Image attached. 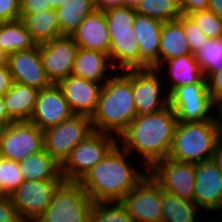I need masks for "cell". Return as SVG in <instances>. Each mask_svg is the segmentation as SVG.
<instances>
[{
	"instance_id": "1",
	"label": "cell",
	"mask_w": 222,
	"mask_h": 222,
	"mask_svg": "<svg viewBox=\"0 0 222 222\" xmlns=\"http://www.w3.org/2000/svg\"><path fill=\"white\" fill-rule=\"evenodd\" d=\"M132 157L117 143L79 181L94 203L120 202L145 177L149 170Z\"/></svg>"
},
{
	"instance_id": "2",
	"label": "cell",
	"mask_w": 222,
	"mask_h": 222,
	"mask_svg": "<svg viewBox=\"0 0 222 222\" xmlns=\"http://www.w3.org/2000/svg\"><path fill=\"white\" fill-rule=\"evenodd\" d=\"M177 123L170 106L136 116L118 137V144L149 170L157 161L168 157Z\"/></svg>"
},
{
	"instance_id": "3",
	"label": "cell",
	"mask_w": 222,
	"mask_h": 222,
	"mask_svg": "<svg viewBox=\"0 0 222 222\" xmlns=\"http://www.w3.org/2000/svg\"><path fill=\"white\" fill-rule=\"evenodd\" d=\"M136 116L133 69L117 71L102 86L97 109L91 117L93 129L118 138Z\"/></svg>"
},
{
	"instance_id": "4",
	"label": "cell",
	"mask_w": 222,
	"mask_h": 222,
	"mask_svg": "<svg viewBox=\"0 0 222 222\" xmlns=\"http://www.w3.org/2000/svg\"><path fill=\"white\" fill-rule=\"evenodd\" d=\"M104 14L111 41L108 57L113 67L116 71L140 69V50L133 29L135 8L116 7Z\"/></svg>"
},
{
	"instance_id": "5",
	"label": "cell",
	"mask_w": 222,
	"mask_h": 222,
	"mask_svg": "<svg viewBox=\"0 0 222 222\" xmlns=\"http://www.w3.org/2000/svg\"><path fill=\"white\" fill-rule=\"evenodd\" d=\"M218 140L216 120L202 123L178 122L168 158L193 164L211 160Z\"/></svg>"
},
{
	"instance_id": "6",
	"label": "cell",
	"mask_w": 222,
	"mask_h": 222,
	"mask_svg": "<svg viewBox=\"0 0 222 222\" xmlns=\"http://www.w3.org/2000/svg\"><path fill=\"white\" fill-rule=\"evenodd\" d=\"M93 205L79 181L63 180L47 210L34 222H90Z\"/></svg>"
},
{
	"instance_id": "7",
	"label": "cell",
	"mask_w": 222,
	"mask_h": 222,
	"mask_svg": "<svg viewBox=\"0 0 222 222\" xmlns=\"http://www.w3.org/2000/svg\"><path fill=\"white\" fill-rule=\"evenodd\" d=\"M117 143L116 136L94 131L81 141L60 165L63 179L80 181L89 170L105 158Z\"/></svg>"
},
{
	"instance_id": "8",
	"label": "cell",
	"mask_w": 222,
	"mask_h": 222,
	"mask_svg": "<svg viewBox=\"0 0 222 222\" xmlns=\"http://www.w3.org/2000/svg\"><path fill=\"white\" fill-rule=\"evenodd\" d=\"M169 106L178 122L202 123L215 120V101L208 93L207 83L175 88L169 94Z\"/></svg>"
},
{
	"instance_id": "9",
	"label": "cell",
	"mask_w": 222,
	"mask_h": 222,
	"mask_svg": "<svg viewBox=\"0 0 222 222\" xmlns=\"http://www.w3.org/2000/svg\"><path fill=\"white\" fill-rule=\"evenodd\" d=\"M93 132L90 117L74 114L43 131L44 150L61 165L70 152Z\"/></svg>"
},
{
	"instance_id": "10",
	"label": "cell",
	"mask_w": 222,
	"mask_h": 222,
	"mask_svg": "<svg viewBox=\"0 0 222 222\" xmlns=\"http://www.w3.org/2000/svg\"><path fill=\"white\" fill-rule=\"evenodd\" d=\"M44 149V133L29 121L13 122L0 128V156L21 162Z\"/></svg>"
},
{
	"instance_id": "11",
	"label": "cell",
	"mask_w": 222,
	"mask_h": 222,
	"mask_svg": "<svg viewBox=\"0 0 222 222\" xmlns=\"http://www.w3.org/2000/svg\"><path fill=\"white\" fill-rule=\"evenodd\" d=\"M64 179L25 181L10 194V199L24 222H34L48 208L55 189Z\"/></svg>"
},
{
	"instance_id": "12",
	"label": "cell",
	"mask_w": 222,
	"mask_h": 222,
	"mask_svg": "<svg viewBox=\"0 0 222 222\" xmlns=\"http://www.w3.org/2000/svg\"><path fill=\"white\" fill-rule=\"evenodd\" d=\"M149 174L159 183L162 190L194 202L195 164L167 157L157 161L149 169Z\"/></svg>"
},
{
	"instance_id": "13",
	"label": "cell",
	"mask_w": 222,
	"mask_h": 222,
	"mask_svg": "<svg viewBox=\"0 0 222 222\" xmlns=\"http://www.w3.org/2000/svg\"><path fill=\"white\" fill-rule=\"evenodd\" d=\"M161 76L157 69H133V102L137 116L169 106V94Z\"/></svg>"
},
{
	"instance_id": "14",
	"label": "cell",
	"mask_w": 222,
	"mask_h": 222,
	"mask_svg": "<svg viewBox=\"0 0 222 222\" xmlns=\"http://www.w3.org/2000/svg\"><path fill=\"white\" fill-rule=\"evenodd\" d=\"M120 203L133 222H161V186L149 172Z\"/></svg>"
},
{
	"instance_id": "15",
	"label": "cell",
	"mask_w": 222,
	"mask_h": 222,
	"mask_svg": "<svg viewBox=\"0 0 222 222\" xmlns=\"http://www.w3.org/2000/svg\"><path fill=\"white\" fill-rule=\"evenodd\" d=\"M78 45L71 36H60L39 45L42 65L52 84H58L72 74Z\"/></svg>"
},
{
	"instance_id": "16",
	"label": "cell",
	"mask_w": 222,
	"mask_h": 222,
	"mask_svg": "<svg viewBox=\"0 0 222 222\" xmlns=\"http://www.w3.org/2000/svg\"><path fill=\"white\" fill-rule=\"evenodd\" d=\"M194 202L207 213L222 211V174L212 159L195 164Z\"/></svg>"
},
{
	"instance_id": "17",
	"label": "cell",
	"mask_w": 222,
	"mask_h": 222,
	"mask_svg": "<svg viewBox=\"0 0 222 222\" xmlns=\"http://www.w3.org/2000/svg\"><path fill=\"white\" fill-rule=\"evenodd\" d=\"M13 82L28 85L38 90L52 85L42 65L39 45L31 50H21L6 57Z\"/></svg>"
},
{
	"instance_id": "18",
	"label": "cell",
	"mask_w": 222,
	"mask_h": 222,
	"mask_svg": "<svg viewBox=\"0 0 222 222\" xmlns=\"http://www.w3.org/2000/svg\"><path fill=\"white\" fill-rule=\"evenodd\" d=\"M73 114L64 98L61 88L57 84L39 90L33 114L29 122L35 124L42 131L56 126Z\"/></svg>"
},
{
	"instance_id": "19",
	"label": "cell",
	"mask_w": 222,
	"mask_h": 222,
	"mask_svg": "<svg viewBox=\"0 0 222 222\" xmlns=\"http://www.w3.org/2000/svg\"><path fill=\"white\" fill-rule=\"evenodd\" d=\"M57 85L61 88L73 114L90 118L93 116L104 84L88 81L71 74Z\"/></svg>"
},
{
	"instance_id": "20",
	"label": "cell",
	"mask_w": 222,
	"mask_h": 222,
	"mask_svg": "<svg viewBox=\"0 0 222 222\" xmlns=\"http://www.w3.org/2000/svg\"><path fill=\"white\" fill-rule=\"evenodd\" d=\"M163 22L143 16L136 15L133 29L140 50V69L159 67V46Z\"/></svg>"
},
{
	"instance_id": "21",
	"label": "cell",
	"mask_w": 222,
	"mask_h": 222,
	"mask_svg": "<svg viewBox=\"0 0 222 222\" xmlns=\"http://www.w3.org/2000/svg\"><path fill=\"white\" fill-rule=\"evenodd\" d=\"M71 37L81 49L100 51L109 55L111 41L105 14L102 11L94 10L86 16Z\"/></svg>"
},
{
	"instance_id": "22",
	"label": "cell",
	"mask_w": 222,
	"mask_h": 222,
	"mask_svg": "<svg viewBox=\"0 0 222 222\" xmlns=\"http://www.w3.org/2000/svg\"><path fill=\"white\" fill-rule=\"evenodd\" d=\"M157 70L160 73L168 72L166 75H168L167 77L169 78L167 79L161 73L168 94L180 86L206 83L203 71L200 69L199 63L196 61L192 53L167 60L163 62Z\"/></svg>"
},
{
	"instance_id": "23",
	"label": "cell",
	"mask_w": 222,
	"mask_h": 222,
	"mask_svg": "<svg viewBox=\"0 0 222 222\" xmlns=\"http://www.w3.org/2000/svg\"><path fill=\"white\" fill-rule=\"evenodd\" d=\"M115 70L107 54L78 48L73 63L72 75L104 84L116 73Z\"/></svg>"
},
{
	"instance_id": "24",
	"label": "cell",
	"mask_w": 222,
	"mask_h": 222,
	"mask_svg": "<svg viewBox=\"0 0 222 222\" xmlns=\"http://www.w3.org/2000/svg\"><path fill=\"white\" fill-rule=\"evenodd\" d=\"M39 90L14 82L3 96L8 115L15 121H29L37 101Z\"/></svg>"
},
{
	"instance_id": "25",
	"label": "cell",
	"mask_w": 222,
	"mask_h": 222,
	"mask_svg": "<svg viewBox=\"0 0 222 222\" xmlns=\"http://www.w3.org/2000/svg\"><path fill=\"white\" fill-rule=\"evenodd\" d=\"M191 54L182 26V15L174 21L163 23L159 46V66L179 56Z\"/></svg>"
},
{
	"instance_id": "26",
	"label": "cell",
	"mask_w": 222,
	"mask_h": 222,
	"mask_svg": "<svg viewBox=\"0 0 222 222\" xmlns=\"http://www.w3.org/2000/svg\"><path fill=\"white\" fill-rule=\"evenodd\" d=\"M21 174L25 181L46 179H63L58 164L44 149L19 162Z\"/></svg>"
},
{
	"instance_id": "27",
	"label": "cell",
	"mask_w": 222,
	"mask_h": 222,
	"mask_svg": "<svg viewBox=\"0 0 222 222\" xmlns=\"http://www.w3.org/2000/svg\"><path fill=\"white\" fill-rule=\"evenodd\" d=\"M20 19L38 45L63 36L54 9L33 15H20Z\"/></svg>"
},
{
	"instance_id": "28",
	"label": "cell",
	"mask_w": 222,
	"mask_h": 222,
	"mask_svg": "<svg viewBox=\"0 0 222 222\" xmlns=\"http://www.w3.org/2000/svg\"><path fill=\"white\" fill-rule=\"evenodd\" d=\"M38 44L21 19L0 23V51L5 57L21 50H31Z\"/></svg>"
},
{
	"instance_id": "29",
	"label": "cell",
	"mask_w": 222,
	"mask_h": 222,
	"mask_svg": "<svg viewBox=\"0 0 222 222\" xmlns=\"http://www.w3.org/2000/svg\"><path fill=\"white\" fill-rule=\"evenodd\" d=\"M199 209L195 202L181 199L161 188V222H199Z\"/></svg>"
},
{
	"instance_id": "30",
	"label": "cell",
	"mask_w": 222,
	"mask_h": 222,
	"mask_svg": "<svg viewBox=\"0 0 222 222\" xmlns=\"http://www.w3.org/2000/svg\"><path fill=\"white\" fill-rule=\"evenodd\" d=\"M94 10V0H66L56 9L61 34L71 36L82 20Z\"/></svg>"
},
{
	"instance_id": "31",
	"label": "cell",
	"mask_w": 222,
	"mask_h": 222,
	"mask_svg": "<svg viewBox=\"0 0 222 222\" xmlns=\"http://www.w3.org/2000/svg\"><path fill=\"white\" fill-rule=\"evenodd\" d=\"M193 56L206 79L211 74L222 71V38L208 39Z\"/></svg>"
},
{
	"instance_id": "32",
	"label": "cell",
	"mask_w": 222,
	"mask_h": 222,
	"mask_svg": "<svg viewBox=\"0 0 222 222\" xmlns=\"http://www.w3.org/2000/svg\"><path fill=\"white\" fill-rule=\"evenodd\" d=\"M135 11L163 23L177 20L182 15L178 0H141Z\"/></svg>"
},
{
	"instance_id": "33",
	"label": "cell",
	"mask_w": 222,
	"mask_h": 222,
	"mask_svg": "<svg viewBox=\"0 0 222 222\" xmlns=\"http://www.w3.org/2000/svg\"><path fill=\"white\" fill-rule=\"evenodd\" d=\"M90 222H133L120 202L94 203Z\"/></svg>"
},
{
	"instance_id": "34",
	"label": "cell",
	"mask_w": 222,
	"mask_h": 222,
	"mask_svg": "<svg viewBox=\"0 0 222 222\" xmlns=\"http://www.w3.org/2000/svg\"><path fill=\"white\" fill-rule=\"evenodd\" d=\"M24 182V177L21 174L19 162L0 158V186L6 196L16 190L21 183Z\"/></svg>"
},
{
	"instance_id": "35",
	"label": "cell",
	"mask_w": 222,
	"mask_h": 222,
	"mask_svg": "<svg viewBox=\"0 0 222 222\" xmlns=\"http://www.w3.org/2000/svg\"><path fill=\"white\" fill-rule=\"evenodd\" d=\"M187 16L209 38H222V18H219L211 10L187 14Z\"/></svg>"
},
{
	"instance_id": "36",
	"label": "cell",
	"mask_w": 222,
	"mask_h": 222,
	"mask_svg": "<svg viewBox=\"0 0 222 222\" xmlns=\"http://www.w3.org/2000/svg\"><path fill=\"white\" fill-rule=\"evenodd\" d=\"M182 26L189 44L190 52L194 54L209 38L187 15L182 14Z\"/></svg>"
},
{
	"instance_id": "37",
	"label": "cell",
	"mask_w": 222,
	"mask_h": 222,
	"mask_svg": "<svg viewBox=\"0 0 222 222\" xmlns=\"http://www.w3.org/2000/svg\"><path fill=\"white\" fill-rule=\"evenodd\" d=\"M20 19V0H0V23Z\"/></svg>"
},
{
	"instance_id": "38",
	"label": "cell",
	"mask_w": 222,
	"mask_h": 222,
	"mask_svg": "<svg viewBox=\"0 0 222 222\" xmlns=\"http://www.w3.org/2000/svg\"><path fill=\"white\" fill-rule=\"evenodd\" d=\"M0 222H24L9 196L0 198Z\"/></svg>"
},
{
	"instance_id": "39",
	"label": "cell",
	"mask_w": 222,
	"mask_h": 222,
	"mask_svg": "<svg viewBox=\"0 0 222 222\" xmlns=\"http://www.w3.org/2000/svg\"><path fill=\"white\" fill-rule=\"evenodd\" d=\"M53 9L47 0H20V15H33Z\"/></svg>"
},
{
	"instance_id": "40",
	"label": "cell",
	"mask_w": 222,
	"mask_h": 222,
	"mask_svg": "<svg viewBox=\"0 0 222 222\" xmlns=\"http://www.w3.org/2000/svg\"><path fill=\"white\" fill-rule=\"evenodd\" d=\"M178 2L183 15L209 9V0H178Z\"/></svg>"
},
{
	"instance_id": "41",
	"label": "cell",
	"mask_w": 222,
	"mask_h": 222,
	"mask_svg": "<svg viewBox=\"0 0 222 222\" xmlns=\"http://www.w3.org/2000/svg\"><path fill=\"white\" fill-rule=\"evenodd\" d=\"M208 93L216 102L222 97V71L211 74L207 79Z\"/></svg>"
},
{
	"instance_id": "42",
	"label": "cell",
	"mask_w": 222,
	"mask_h": 222,
	"mask_svg": "<svg viewBox=\"0 0 222 222\" xmlns=\"http://www.w3.org/2000/svg\"><path fill=\"white\" fill-rule=\"evenodd\" d=\"M12 75L6 61L0 64V95L4 96L12 87Z\"/></svg>"
},
{
	"instance_id": "43",
	"label": "cell",
	"mask_w": 222,
	"mask_h": 222,
	"mask_svg": "<svg viewBox=\"0 0 222 222\" xmlns=\"http://www.w3.org/2000/svg\"><path fill=\"white\" fill-rule=\"evenodd\" d=\"M95 10L105 12L109 9L124 6V0H94Z\"/></svg>"
},
{
	"instance_id": "44",
	"label": "cell",
	"mask_w": 222,
	"mask_h": 222,
	"mask_svg": "<svg viewBox=\"0 0 222 222\" xmlns=\"http://www.w3.org/2000/svg\"><path fill=\"white\" fill-rule=\"evenodd\" d=\"M15 122L7 113L3 96L0 95V128L6 127Z\"/></svg>"
},
{
	"instance_id": "45",
	"label": "cell",
	"mask_w": 222,
	"mask_h": 222,
	"mask_svg": "<svg viewBox=\"0 0 222 222\" xmlns=\"http://www.w3.org/2000/svg\"><path fill=\"white\" fill-rule=\"evenodd\" d=\"M212 160L216 163L219 172L222 174V139L220 138L216 143Z\"/></svg>"
},
{
	"instance_id": "46",
	"label": "cell",
	"mask_w": 222,
	"mask_h": 222,
	"mask_svg": "<svg viewBox=\"0 0 222 222\" xmlns=\"http://www.w3.org/2000/svg\"><path fill=\"white\" fill-rule=\"evenodd\" d=\"M215 120L219 132V138L222 139V101L215 102Z\"/></svg>"
},
{
	"instance_id": "47",
	"label": "cell",
	"mask_w": 222,
	"mask_h": 222,
	"mask_svg": "<svg viewBox=\"0 0 222 222\" xmlns=\"http://www.w3.org/2000/svg\"><path fill=\"white\" fill-rule=\"evenodd\" d=\"M209 10L222 18V0H209Z\"/></svg>"
},
{
	"instance_id": "48",
	"label": "cell",
	"mask_w": 222,
	"mask_h": 222,
	"mask_svg": "<svg viewBox=\"0 0 222 222\" xmlns=\"http://www.w3.org/2000/svg\"><path fill=\"white\" fill-rule=\"evenodd\" d=\"M66 0H47V3H50L51 7L56 10L61 7L62 4H64Z\"/></svg>"
},
{
	"instance_id": "49",
	"label": "cell",
	"mask_w": 222,
	"mask_h": 222,
	"mask_svg": "<svg viewBox=\"0 0 222 222\" xmlns=\"http://www.w3.org/2000/svg\"><path fill=\"white\" fill-rule=\"evenodd\" d=\"M141 0H124V6L136 8Z\"/></svg>"
},
{
	"instance_id": "50",
	"label": "cell",
	"mask_w": 222,
	"mask_h": 222,
	"mask_svg": "<svg viewBox=\"0 0 222 222\" xmlns=\"http://www.w3.org/2000/svg\"><path fill=\"white\" fill-rule=\"evenodd\" d=\"M210 216H209V218H208V216L207 217H202L201 219H200V221L199 222H222L221 220H219V219H217V218H214V220H213V217H211V214H209ZM204 218V219H203ZM202 219H203V221H202ZM217 219V220H216ZM219 220V221H218Z\"/></svg>"
},
{
	"instance_id": "51",
	"label": "cell",
	"mask_w": 222,
	"mask_h": 222,
	"mask_svg": "<svg viewBox=\"0 0 222 222\" xmlns=\"http://www.w3.org/2000/svg\"><path fill=\"white\" fill-rule=\"evenodd\" d=\"M6 61V57L3 55V53L0 51V64Z\"/></svg>"
},
{
	"instance_id": "52",
	"label": "cell",
	"mask_w": 222,
	"mask_h": 222,
	"mask_svg": "<svg viewBox=\"0 0 222 222\" xmlns=\"http://www.w3.org/2000/svg\"><path fill=\"white\" fill-rule=\"evenodd\" d=\"M4 196H6V195L4 194L3 189H2V187L0 186V198H2V197H4Z\"/></svg>"
}]
</instances>
